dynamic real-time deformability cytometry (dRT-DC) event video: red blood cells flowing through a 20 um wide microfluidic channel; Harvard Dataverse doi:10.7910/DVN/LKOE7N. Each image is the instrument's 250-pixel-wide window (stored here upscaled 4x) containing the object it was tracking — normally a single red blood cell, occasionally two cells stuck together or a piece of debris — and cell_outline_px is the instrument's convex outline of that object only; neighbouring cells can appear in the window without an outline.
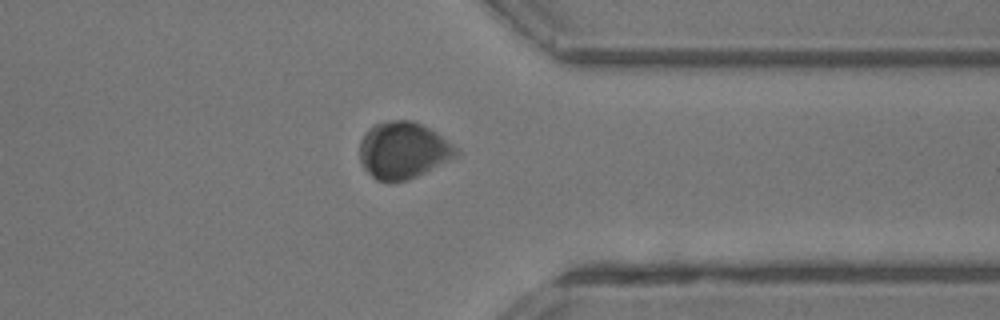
{"species": "common noctule bat (a hibernating species)", "species_latin": "Nyctalus noctula", "temperature_condition": "room temperature", "stored_images_in_passage": 27, "segment_of_instrument_passage": [1, 2], "camera_frame_rate_fps": 3000, "um_per_image_px": 0.085, "animal": {"sex": "male", "body_mass_g": 13.3}, "frame": {"image": 1, "passage_image": 20, "time_ms": 6.333, "image_size_px": [1000, 320], "cell_outline_px": [[460, 152], [456, 156], [408, 180], [376, 180], [364, 168], [360, 160], [360, 140], [364, 132], [368, 128], [376, 124], [388, 120], [412, 120], [436, 132], [452, 144]], "centroid_in_image_um": [34.23, 12.75], "position_along_channel_um": 377.2, "area_um2": 31.44}}